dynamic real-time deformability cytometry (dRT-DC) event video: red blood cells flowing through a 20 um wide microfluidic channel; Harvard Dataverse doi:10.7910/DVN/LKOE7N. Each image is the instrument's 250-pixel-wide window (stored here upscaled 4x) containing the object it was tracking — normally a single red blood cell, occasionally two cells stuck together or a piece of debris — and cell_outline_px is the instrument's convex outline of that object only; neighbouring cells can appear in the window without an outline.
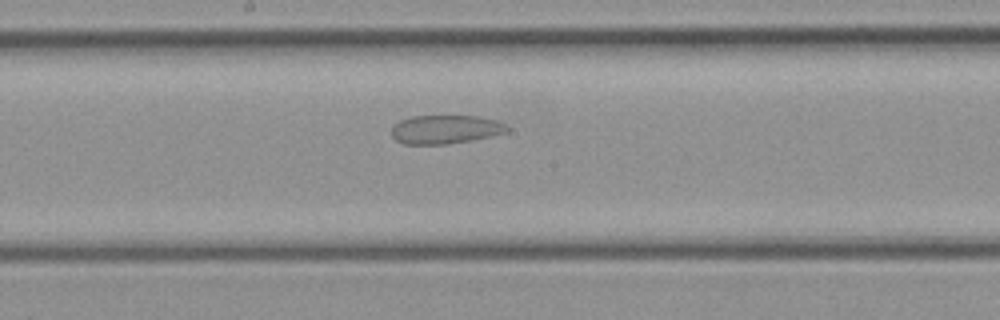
{"species": "common noctule bat (a hibernating species)", "species_latin": "Nyctalus noctula", "temperature_condition": "cold", "stored_images_in_passage": 25, "camera_frame_rate_fps": 3000, "um_per_image_px": 0.085, "animal": {"sex": "female", "body_mass_g": 21.9}, "frame": {"image": 1, "passage_image": 9, "time_ms": 2.667, "image_size_px": [1000, 320], "cell_outline_px": [[508, 132], [492, 136], [448, 144], [404, 144], [396, 140], [392, 136], [392, 128], [400, 120], [412, 116], [476, 116], [496, 120], [504, 124], [508, 128]], "centroid_in_image_um": [37.85, 11.0], "position_along_channel_um": 210.3, "area_um2": 19.19}}
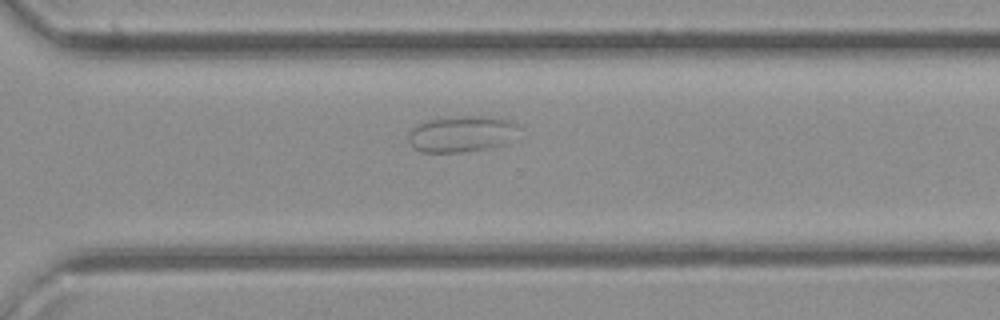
{"frame": {"image": 2, "passage_image": 15, "time_ms": 4.667, "image_size_px": [1000, 320], "cell_outline_px": [[520, 128], [504, 144], [492, 148], [464, 152], [420, 152], [412, 148], [408, 140], [408, 132], [416, 124], [428, 120], [460, 116], [492, 116], [516, 120], [520, 124]], "centroid_in_image_um": [39.25, 11.37], "position_along_channel_um": 331.3, "area_um2": 23.81}}
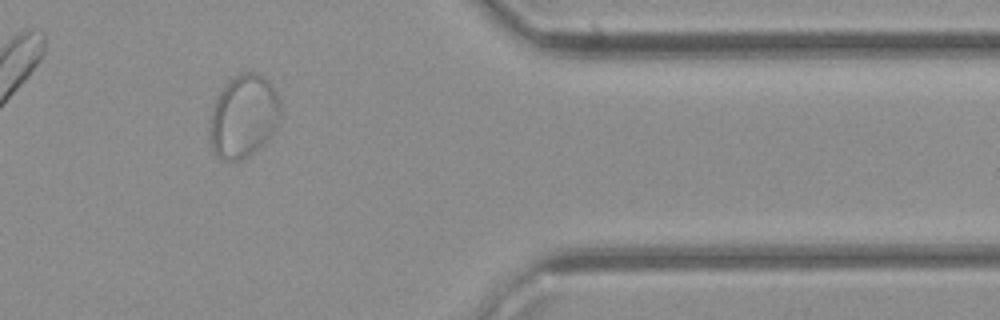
{"frame": {"image": 3, "passage_image": 19, "time_ms": 6.0, "image_size_px": [1000, 320], "cell_outline_px": [[280, 120], [276, 128], [268, 140], [260, 148], [248, 156], [240, 160], [220, 160], [216, 156], [212, 148], [208, 136], [208, 132], [212, 108], [220, 92], [236, 76], [244, 72], [256, 72], [264, 76], [272, 84], [280, 100]], "centroid_in_image_um": [20.71, 9.92], "position_along_channel_um": 390.7, "area_um2": 34.45}}